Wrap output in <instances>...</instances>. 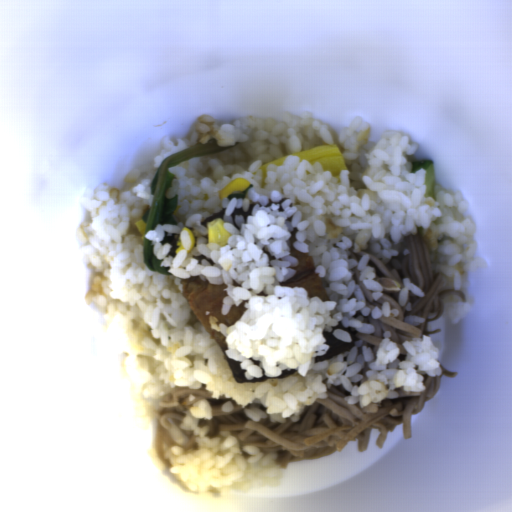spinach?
Wrapping results in <instances>:
<instances>
[{"instance_id": "spinach-2", "label": "spinach", "mask_w": 512, "mask_h": 512, "mask_svg": "<svg viewBox=\"0 0 512 512\" xmlns=\"http://www.w3.org/2000/svg\"><path fill=\"white\" fill-rule=\"evenodd\" d=\"M421 168H424V182L426 186L425 197H432L434 200H437L435 186L437 183L435 165L433 160L425 161V162H413L412 161V171L410 173L415 174Z\"/></svg>"}, {"instance_id": "spinach-1", "label": "spinach", "mask_w": 512, "mask_h": 512, "mask_svg": "<svg viewBox=\"0 0 512 512\" xmlns=\"http://www.w3.org/2000/svg\"><path fill=\"white\" fill-rule=\"evenodd\" d=\"M230 146L219 147L215 138H210L208 143H196L178 152L168 154L161 159V163L150 182V191L153 195L150 209L145 211L141 218L145 223L142 237V259L147 269L155 272L171 274L168 266H160L163 260H159L153 254L152 240L145 237L149 230H154L158 223L177 226V221L172 217L177 208L178 193L173 198L166 199V191L173 186V180L179 177L169 171V168L179 166L181 163L194 157H204L226 149ZM173 275V274H171Z\"/></svg>"}]
</instances>
